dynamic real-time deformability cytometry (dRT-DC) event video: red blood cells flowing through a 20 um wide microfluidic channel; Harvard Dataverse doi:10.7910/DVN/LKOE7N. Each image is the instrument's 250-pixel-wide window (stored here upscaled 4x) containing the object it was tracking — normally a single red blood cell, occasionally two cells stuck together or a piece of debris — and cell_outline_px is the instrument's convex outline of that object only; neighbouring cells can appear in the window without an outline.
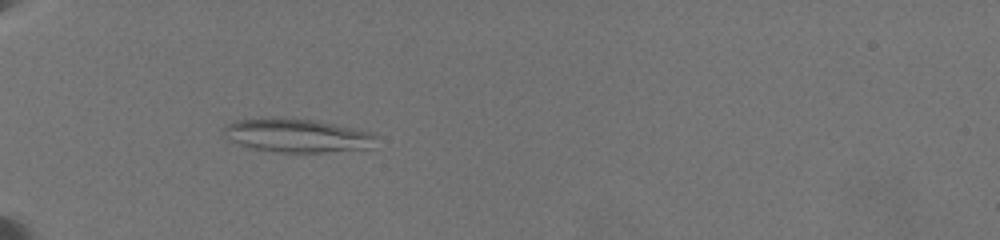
{"species": "common noctule bat (a hibernating species)", "species_latin": "Nyctalus noctula", "temperature_condition": "warm", "stored_images_in_passage": 49, "camera_frame_rate_fps": 3000, "um_per_image_px": 0.085, "animal": {"sex": "female", "body_mass_g": 19.5, "forearm_length_mm": 54.1}, "frame": {"image": 1, "passage_image": 19, "time_ms": 7.667, "image_size_px": [1000, 240], "cell_outline_px": [[376, 136], [372, 148], [324, 152], [280, 152], [244, 148], [228, 140], [224, 132], [224, 128], [228, 124], [236, 120], [280, 116], [284, 116], [316, 120], [356, 128], [372, 132]], "centroid_in_image_um": [25.21, 11.5], "position_along_channel_um": 59.8, "area_um2": 30.46}}
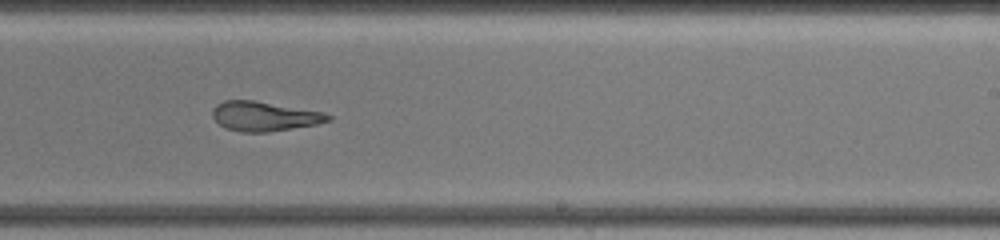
{"frame": {"image": 2, "passage_image": 34, "time_ms": 14.0, "image_size_px": [1000, 240], "cell_outline_px": [[332, 120], [316, 124], [268, 132], [240, 132], [224, 128], [212, 116], [212, 108], [216, 104], [224, 100], [252, 100], [324, 112], [332, 116]], "centroid_in_image_um": [22.44, 9.88], "position_along_channel_um": 266.6, "area_um2": 19.88}}
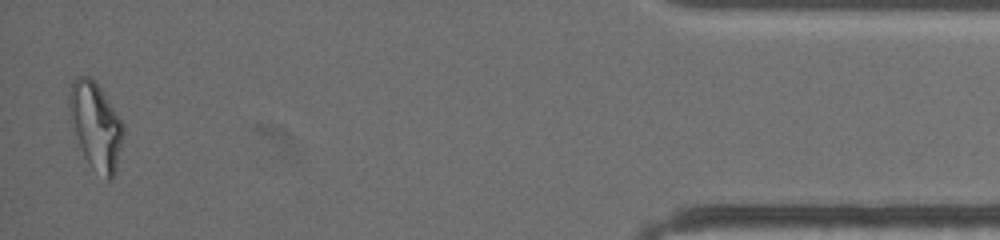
{"frame": {"image": 3, "passage_image": 49, "time_ms": 20.333, "image_size_px": [1000, 240], "cell_outline_px": [[124, 136], [116, 168], [112, 180], [108, 180], [84, 156], [68, 120], [68, 96], [72, 80], [76, 76], [88, 76], [100, 88], [124, 124]], "centroid_in_image_um": [8.11, 10.64], "position_along_channel_um": 427.1, "area_um2": 27.22}, "authors_computed_cell_mechanics": {"area_um2": 25.6632, "velocity_mm_per_s": 3.5703, "shape_relaxation_time_tau1_ms": null, "shape_relaxation_time_tau2_ms": 2.5769, "deformation_change_tau1": null, "deformation_change_tau2": 0.1135}}